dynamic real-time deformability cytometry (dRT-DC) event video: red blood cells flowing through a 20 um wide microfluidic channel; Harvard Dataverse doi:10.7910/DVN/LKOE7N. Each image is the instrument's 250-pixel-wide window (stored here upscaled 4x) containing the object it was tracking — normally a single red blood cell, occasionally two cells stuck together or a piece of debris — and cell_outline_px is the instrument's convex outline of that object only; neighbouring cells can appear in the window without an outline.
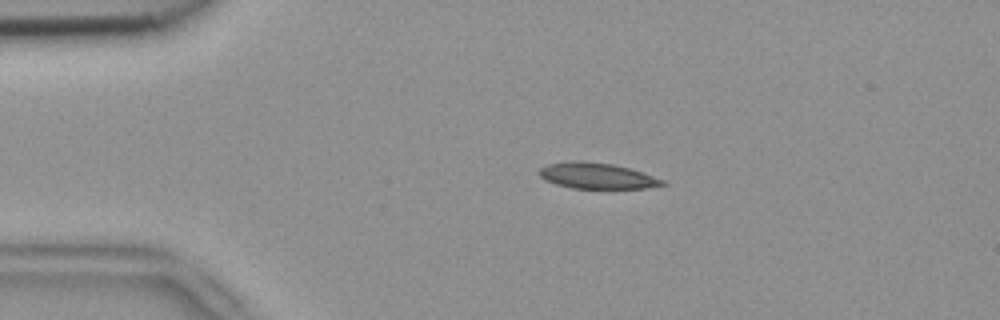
{"species": "common noctule bat (a hibernating species)", "species_latin": "Nyctalus noctula", "temperature_condition": "room temperature", "stored_images_in_passage": 3, "camera_frame_rate_fps": 3000, "um_per_image_px": 0.085, "animal": {"sex": "female", "body_mass_g": 18.4}, "frame": {"image": 1, "passage_image": 1, "time_ms": 0.0, "image_size_px": [1000, 320], "cell_outline_px": [[668, 184], [644, 188], [572, 188], [556, 184], [544, 180], [536, 172], [540, 168], [548, 164], [612, 164], [628, 168], [664, 180]], "centroid_in_image_um": [50.76, 15.0], "position_along_channel_um": 34.2, "area_um2": 17.46}}
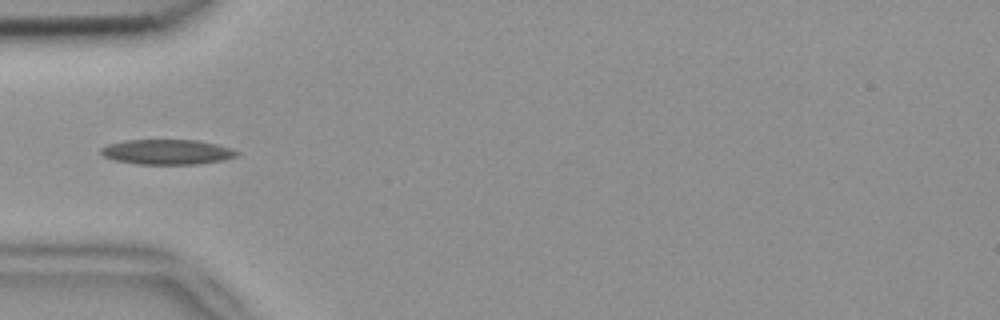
{"frame": {"image": 2, "passage_image": 3, "time_ms": 0.667, "image_size_px": [1000, 320], "cell_outline_px": [[240, 152], [236, 156], [224, 160], [196, 164], [136, 164], [116, 160], [104, 156], [100, 152], [100, 148], [108, 144], [124, 140], [196, 140], [216, 144], [232, 148]], "centroid_in_image_um": [14.21, 12.91], "position_along_channel_um": 70.8, "area_um2": 19.83}}